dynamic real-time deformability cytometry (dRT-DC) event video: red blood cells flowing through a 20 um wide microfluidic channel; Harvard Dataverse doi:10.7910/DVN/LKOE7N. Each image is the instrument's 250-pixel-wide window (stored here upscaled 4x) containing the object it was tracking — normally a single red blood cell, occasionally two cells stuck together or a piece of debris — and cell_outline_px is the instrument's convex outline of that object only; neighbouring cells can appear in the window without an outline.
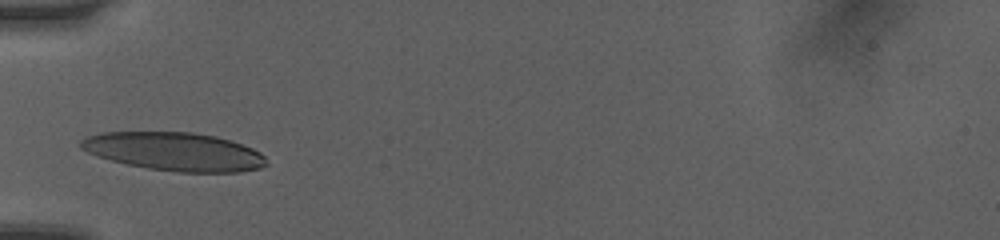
{"species": "human", "species_latin": "Homo sapiens", "temperature_condition": "room temperature", "stored_images_in_passage": 27, "camera_frame_rate_fps": 3000, "um_per_image_px": 0.085, "donor": {"sex": "female"}, "frame": {"image": 1, "passage_image": 1, "time_ms": 0.0, "image_size_px": [1000, 240], "cell_outline_px": [[268, 164], [260, 168], [240, 172], [176, 172], [148, 168], [128, 164], [96, 156], [80, 148], [80, 140], [84, 136], [100, 132], [192, 132], [216, 136], [252, 148], [260, 152], [264, 156]], "centroid_in_image_um": [14.8, 12.88], "position_along_channel_um": 70.2, "area_um2": 41.5}}
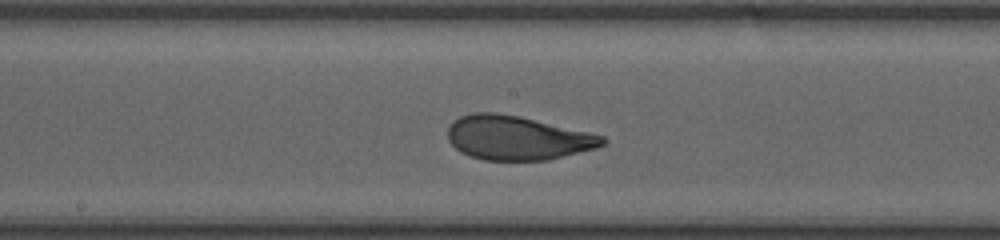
{"frame": {"image": 2, "passage_image": 11, "time_ms": 3.333, "image_size_px": [1000, 240], "cell_outline_px": [[608, 144], [596, 148], [548, 160], [484, 160], [460, 152], [448, 140], [448, 124], [452, 120], [460, 116], [472, 112], [496, 112], [520, 116], [588, 132], [604, 136], [608, 140]], "centroid_in_image_um": [43.96, 11.71], "position_along_channel_um": 204.2, "area_um2": 39.94}}
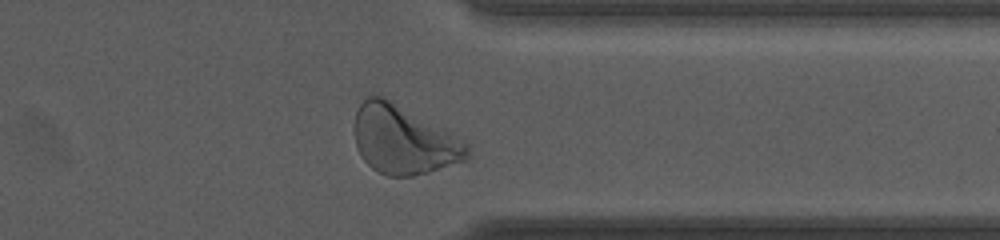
{"frame": {"image": 3, "passage_image": 24, "time_ms": 7.667, "image_size_px": [1000, 240], "cell_outline_px": [[472, 160], [428, 172], [412, 176], [388, 176], [372, 168], [364, 160], [356, 144], [356, 112], [360, 104], [368, 96], [384, 96], [452, 132], [464, 140], [468, 144]], "centroid_in_image_um": [34.4, 11.9], "position_along_channel_um": 377.0, "area_um2": 45.26}, "authors_computed_cell_mechanics": {"area_um2": 39.882, "velocity_mm_per_s": 4.0421, "shape_relaxation_time_tau1_ms": 2.7988, "shape_relaxation_time_tau2_ms": null, "deformation_change_tau1": 0.1565, "deformation_change_tau2": null}}